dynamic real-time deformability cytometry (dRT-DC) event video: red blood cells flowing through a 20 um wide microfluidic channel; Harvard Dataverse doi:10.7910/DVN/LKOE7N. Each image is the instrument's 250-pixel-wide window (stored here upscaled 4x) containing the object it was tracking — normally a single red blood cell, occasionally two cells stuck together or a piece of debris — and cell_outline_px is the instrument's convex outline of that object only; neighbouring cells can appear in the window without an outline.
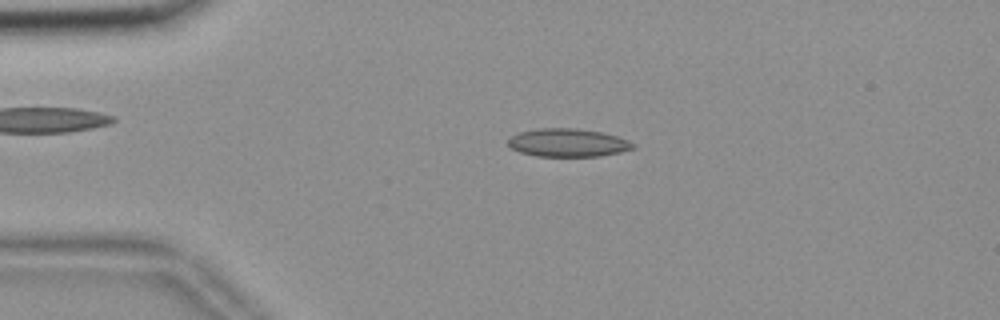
{"species": "common noctule bat (a hibernating species)", "species_latin": "Nyctalus noctula", "temperature_condition": "room temperature", "stored_images_in_passage": 45, "camera_frame_rate_fps": 3000, "um_per_image_px": 0.085, "animal": {"sex": "female", "body_mass_g": 18.4}, "frame": {"image": 1, "passage_image": 2, "time_ms": 0.333, "image_size_px": [1000, 320], "cell_outline_px": [[636, 148], [620, 152], [600, 156], [536, 156], [520, 152], [512, 148], [508, 144], [508, 140], [512, 136], [520, 132], [536, 128], [576, 128], [600, 132], [616, 136], [628, 140], [636, 144]], "centroid_in_image_um": [48.29, 12.13], "position_along_channel_um": 36.7, "area_um2": 20.46}}
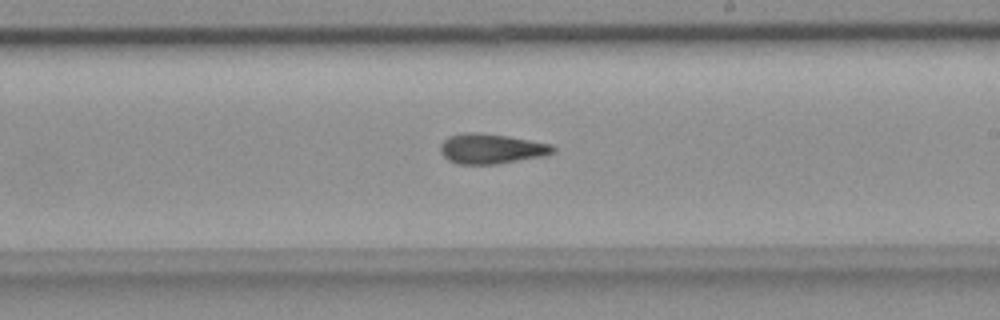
{"frame": {"image": 2, "passage_image": 22, "time_ms": 7.0, "image_size_px": [1000, 320], "cell_outline_px": [[556, 152], [544, 156], [496, 164], [456, 164], [448, 160], [440, 152], [440, 144], [448, 136], [468, 132], [476, 132], [508, 136], [552, 144], [556, 148]], "centroid_in_image_um": [41.77, 12.64], "position_along_channel_um": 247.2, "area_um2": 19.83}}
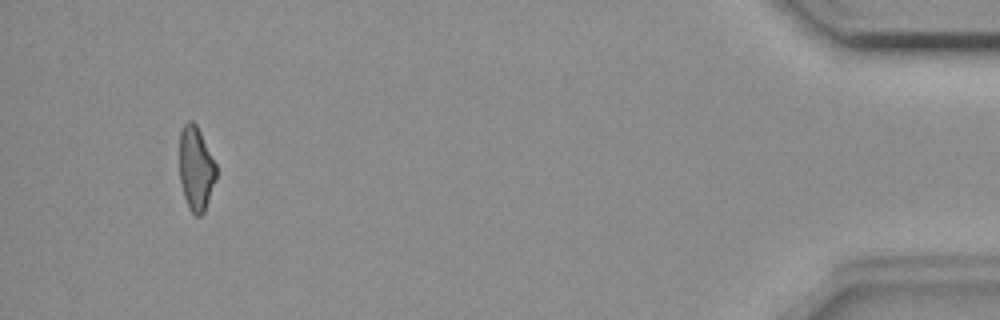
{"frame": {"image": 3, "passage_image": 42, "time_ms": 13.667, "image_size_px": [1000, 320], "cell_outline_px": [[216, 180], [204, 212], [200, 216], [196, 216], [188, 208], [184, 196], [180, 180], [180, 132], [184, 124], [188, 120], [192, 120], [196, 124], [216, 164]], "centroid_in_image_um": [16.66, 14.34], "position_along_channel_um": 418.5, "area_um2": 17.92}, "authors_computed_cell_mechanics": {"area_um2": 19.3052, "velocity_mm_per_s": 3.6793, "shape_relaxation_time_tau1_ms": null, "shape_relaxation_time_tau2_ms": 3.809, "deformation_change_tau1": null, "deformation_change_tau2": 0.1211}}